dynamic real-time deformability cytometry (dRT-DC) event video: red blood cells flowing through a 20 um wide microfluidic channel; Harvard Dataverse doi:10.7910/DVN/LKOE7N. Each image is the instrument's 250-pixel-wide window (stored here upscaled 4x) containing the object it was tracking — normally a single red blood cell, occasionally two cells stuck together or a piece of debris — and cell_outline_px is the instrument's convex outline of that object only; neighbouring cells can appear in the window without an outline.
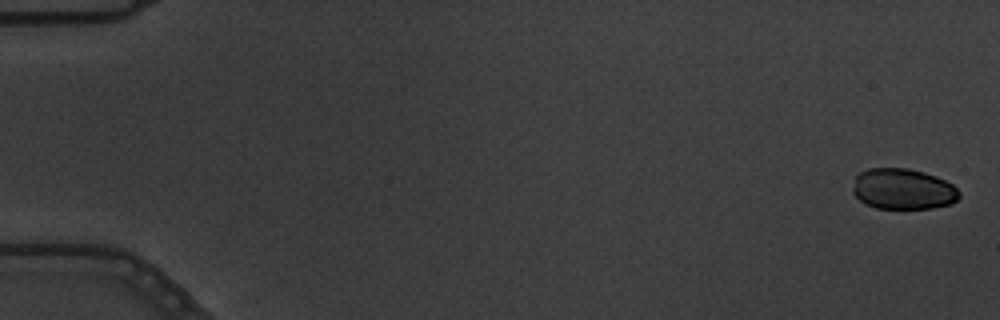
{"species": "common noctule bat (a hibernating species)", "species_latin": "Nyctalus noctula", "temperature_condition": "warm", "stored_images_in_passage": 7, "camera_frame_rate_fps": 3000, "um_per_image_px": 0.085, "animal": {"sex": "male", "body_mass_g": 19.5, "forearm_length_mm": 54.6}, "frame": {"image": 1, "passage_image": 1, "time_ms": 0.0, "image_size_px": [1000, 320], "cell_outline_px": [[960, 196], [956, 200], [948, 204], [932, 208], [876, 208], [864, 204], [852, 192], [852, 188], [856, 176], [860, 172], [868, 168], [908, 168], [924, 172], [936, 176], [952, 184], [960, 192]], "centroid_in_image_um": [76.73, 16.06], "position_along_channel_um": 8.3, "area_um2": 25.32}}
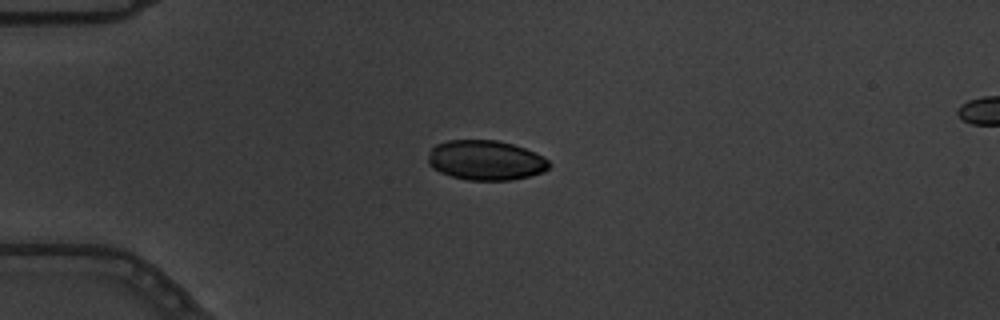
{"frame": {"image": 2, "passage_image": 5, "time_ms": 1.333, "image_size_px": [1000, 320], "cell_outline_px": [[552, 164], [544, 172], [532, 176], [512, 180], [468, 180], [452, 176], [440, 172], [432, 168], [428, 164], [428, 152], [436, 144], [448, 140], [496, 140], [512, 144], [524, 148], [544, 156]], "centroid_in_image_um": [41.3, 13.62], "position_along_channel_um": 43.7, "area_um2": 28.32}}